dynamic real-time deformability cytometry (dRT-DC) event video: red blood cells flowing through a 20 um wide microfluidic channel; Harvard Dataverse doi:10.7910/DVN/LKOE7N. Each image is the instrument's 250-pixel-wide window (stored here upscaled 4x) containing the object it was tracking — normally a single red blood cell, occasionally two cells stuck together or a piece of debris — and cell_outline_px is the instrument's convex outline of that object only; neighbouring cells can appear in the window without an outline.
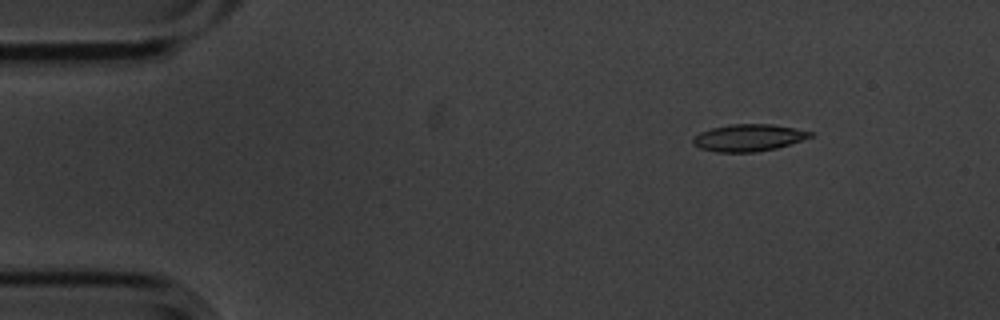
{"species": "common noctule bat (a hibernating species)", "species_latin": "Nyctalus noctula", "temperature_condition": "cold", "stored_images_in_passage": 5, "camera_frame_rate_fps": 3000, "um_per_image_px": 0.085, "animal": {"sex": "male", "body_mass_g": 20.1, "forearm_length_mm": 53.5}, "frame": {"image": 1, "passage_image": 2, "time_ms": 0.333, "image_size_px": [1000, 320], "cell_outline_px": [[812, 136], [776, 148], [756, 152], [716, 152], [700, 148], [692, 144], [692, 140], [700, 132], [712, 128], [732, 124], [772, 124], [812, 132]], "centroid_in_image_um": [63.57, 11.71], "position_along_channel_um": 21.4, "area_um2": 18.15}}